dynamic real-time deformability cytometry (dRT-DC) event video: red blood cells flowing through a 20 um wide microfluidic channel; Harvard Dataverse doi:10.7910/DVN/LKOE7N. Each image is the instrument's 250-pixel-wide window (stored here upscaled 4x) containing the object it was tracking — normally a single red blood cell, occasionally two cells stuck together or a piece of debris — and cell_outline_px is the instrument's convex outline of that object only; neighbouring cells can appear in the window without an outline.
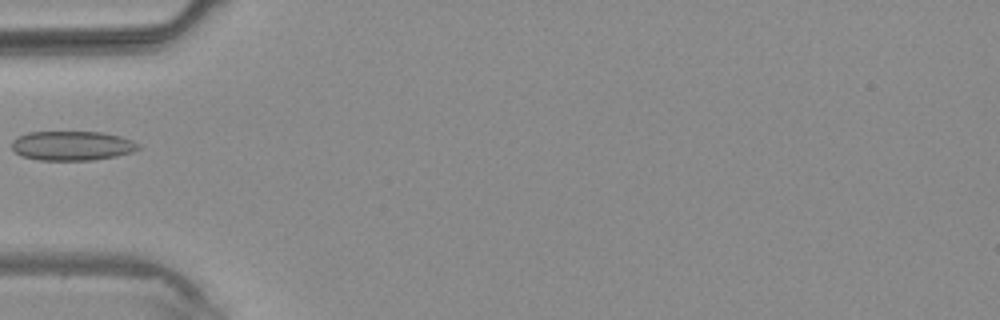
{"species": "common noctule bat (a hibernating species)", "species_latin": "Nyctalus noctula", "temperature_condition": "warm", "stored_images_in_passage": 4, "camera_frame_rate_fps": 3000, "um_per_image_px": 0.085, "animal": {"sex": "male", "body_mass_g": 20.4}, "frame": {"image": 1, "passage_image": 4, "time_ms": 3.333, "image_size_px": [1000, 320], "cell_outline_px": [[140, 148], [132, 152], [116, 156], [92, 160], [40, 160], [20, 156], [12, 148], [12, 140], [28, 132], [100, 132], [120, 136], [132, 140], [140, 144]], "centroid_in_image_um": [6.14, 12.39], "position_along_channel_um": 78.9, "area_um2": 21.68}}